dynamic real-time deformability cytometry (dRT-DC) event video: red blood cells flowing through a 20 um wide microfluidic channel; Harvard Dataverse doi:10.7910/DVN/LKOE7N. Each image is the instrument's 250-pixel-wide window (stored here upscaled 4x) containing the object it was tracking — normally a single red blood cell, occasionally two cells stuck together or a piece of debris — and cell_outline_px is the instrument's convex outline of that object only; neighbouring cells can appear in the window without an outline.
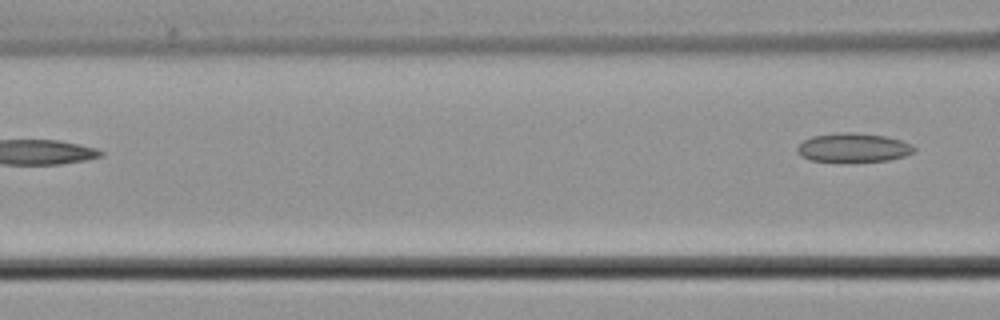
{"species": "common noctule bat (a hibernating species)", "species_latin": "Nyctalus noctula", "temperature_condition": "cold", "stored_images_in_passage": 3, "camera_frame_rate_fps": 3000, "um_per_image_px": 0.085, "animal": {"sex": "male", "body_mass_g": 21.5, "forearm_length_mm": 52.0}, "frame": {"image": 1, "passage_image": 3, "time_ms": 2.333, "image_size_px": [1000, 320], "cell_outline_px": [[916, 148], [912, 152], [904, 156], [888, 160], [808, 160], [800, 156], [796, 148], [804, 140], [812, 136], [840, 132], [852, 132], [884, 136], [900, 140], [912, 144]], "centroid_in_image_um": [72.51, 12.52], "position_along_channel_um": 94.1, "area_um2": 19.19}}